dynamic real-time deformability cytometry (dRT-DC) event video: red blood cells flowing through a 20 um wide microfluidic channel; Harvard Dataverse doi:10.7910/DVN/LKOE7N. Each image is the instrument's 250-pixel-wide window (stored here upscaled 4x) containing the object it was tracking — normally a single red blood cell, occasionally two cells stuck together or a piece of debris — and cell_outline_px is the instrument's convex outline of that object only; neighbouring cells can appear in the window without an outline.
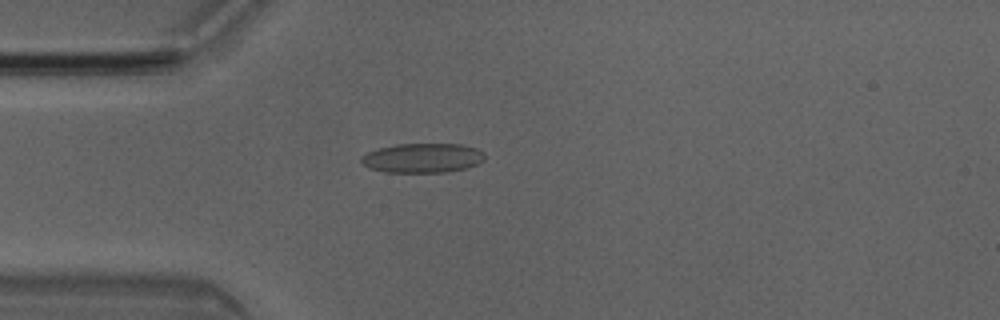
{"species": "Egyptian fruit bat (a non-hibernating species)", "species_latin": "Rousettus aegyptiacus", "temperature_condition": "room temperature", "stored_images_in_passage": 2, "camera_frame_rate_fps": 3000, "um_per_image_px": 0.085, "animal": {"sex": "male"}, "frame": {"image": 1, "passage_image": 2, "time_ms": 0.333, "image_size_px": [1000, 320], "cell_outline_px": [[484, 160], [468, 168], [444, 172], [384, 172], [372, 168], [364, 164], [360, 160], [360, 156], [368, 152], [380, 148], [396, 144], [460, 144], [476, 148], [484, 152]], "centroid_in_image_um": [35.93, 13.42], "position_along_channel_um": 49.1, "area_um2": 21.1}}